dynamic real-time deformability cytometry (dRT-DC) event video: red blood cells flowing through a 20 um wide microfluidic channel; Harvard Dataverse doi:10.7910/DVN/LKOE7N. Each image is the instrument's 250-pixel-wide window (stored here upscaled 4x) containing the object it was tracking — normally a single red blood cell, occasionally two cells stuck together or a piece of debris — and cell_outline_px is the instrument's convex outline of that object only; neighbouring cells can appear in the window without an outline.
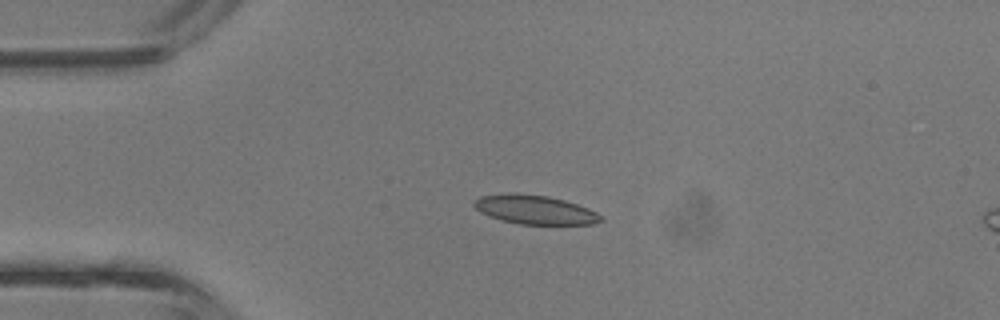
{"species": "common noctule bat (a hibernating species)", "species_latin": "Nyctalus noctula", "temperature_condition": "room temperature", "stored_images_in_passage": 3, "camera_frame_rate_fps": 3000, "um_per_image_px": 0.085, "animal": {"sex": "male", "body_mass_g": 13.3}, "frame": {"image": 1, "passage_image": 2, "time_ms": 0.333, "image_size_px": [1000, 320], "cell_outline_px": [[604, 220], [596, 224], [520, 224], [500, 220], [488, 216], [480, 212], [472, 204], [480, 196], [548, 196], [564, 200], [588, 208], [604, 216]], "centroid_in_image_um": [45.56, 17.88], "position_along_channel_um": 39.4, "area_um2": 20.58}}